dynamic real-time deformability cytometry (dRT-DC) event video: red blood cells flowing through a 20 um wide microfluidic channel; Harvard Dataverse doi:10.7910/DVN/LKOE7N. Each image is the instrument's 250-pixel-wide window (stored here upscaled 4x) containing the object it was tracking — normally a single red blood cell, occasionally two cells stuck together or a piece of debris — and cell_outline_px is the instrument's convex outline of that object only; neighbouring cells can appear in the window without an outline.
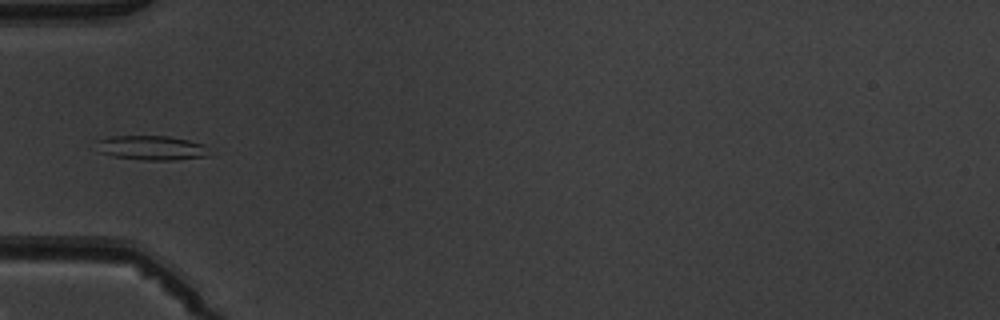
{"species": "common noctule bat (a hibernating species)", "species_latin": "Nyctalus noctula", "temperature_condition": "warm", "stored_images_in_passage": 4, "camera_frame_rate_fps": 3000, "um_per_image_px": 0.085, "animal": {"sex": "male", "body_mass_g": 19.5, "forearm_length_mm": 54.6}, "frame": {"image": 1, "passage_image": 4, "time_ms": 4.333, "image_size_px": [1000, 320], "cell_outline_px": [[208, 156], [172, 160], [144, 160], [112, 156], [100, 152], [96, 140], [108, 136], [168, 136], [188, 140], [204, 144]], "centroid_in_image_um": [12.84, 12.56], "position_along_channel_um": 72.2, "area_um2": 15.95}}